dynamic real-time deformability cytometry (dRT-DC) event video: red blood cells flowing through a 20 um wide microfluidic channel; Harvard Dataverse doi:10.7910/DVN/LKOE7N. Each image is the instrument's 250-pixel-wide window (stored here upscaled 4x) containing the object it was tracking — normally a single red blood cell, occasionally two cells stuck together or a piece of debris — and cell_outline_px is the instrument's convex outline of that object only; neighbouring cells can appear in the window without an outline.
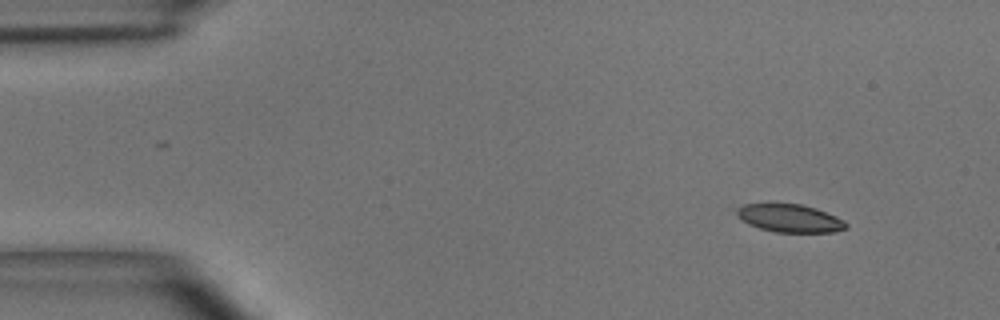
{"species": "common noctule bat (a hibernating species)", "species_latin": "Nyctalus noctula", "temperature_condition": "room temperature", "stored_images_in_passage": 4, "camera_frame_rate_fps": 3000, "um_per_image_px": 0.085, "animal": {"sex": "male", "body_mass_g": 15.6}, "frame": {"image": 1, "passage_image": 1, "time_ms": 0.0, "image_size_px": [1000, 320], "cell_outline_px": [[848, 228], [836, 232], [776, 232], [760, 228], [748, 224], [736, 212], [736, 208], [744, 204], [800, 204], [816, 208], [836, 216], [844, 220], [848, 224]], "centroid_in_image_um": [67.19, 18.55], "position_along_channel_um": 17.8, "area_um2": 17.69}}
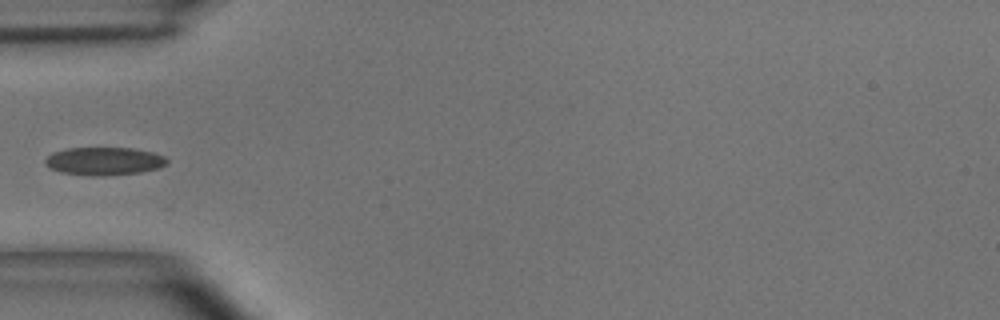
{"frame": {"image": 2, "passage_image": 4, "time_ms": 1.0, "image_size_px": [1000, 320], "cell_outline_px": [[168, 164], [160, 168], [140, 172], [104, 176], [88, 176], [60, 172], [44, 164], [44, 160], [52, 152], [68, 148], [132, 148], [152, 152], [164, 156], [168, 160]], "centroid_in_image_um": [8.86, 13.7], "position_along_channel_um": 76.1, "area_um2": 20.0}}